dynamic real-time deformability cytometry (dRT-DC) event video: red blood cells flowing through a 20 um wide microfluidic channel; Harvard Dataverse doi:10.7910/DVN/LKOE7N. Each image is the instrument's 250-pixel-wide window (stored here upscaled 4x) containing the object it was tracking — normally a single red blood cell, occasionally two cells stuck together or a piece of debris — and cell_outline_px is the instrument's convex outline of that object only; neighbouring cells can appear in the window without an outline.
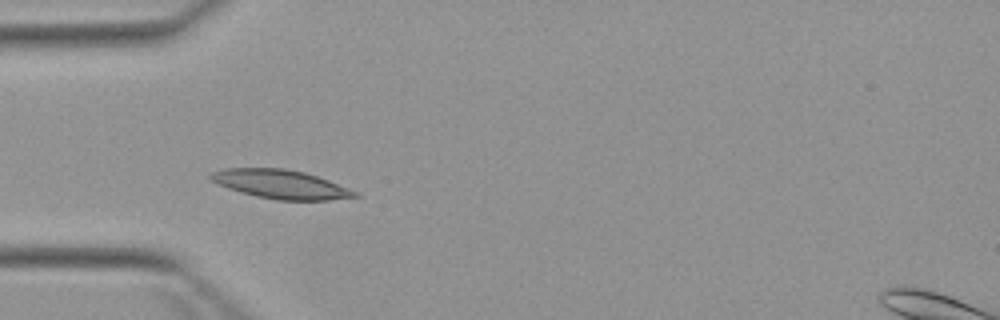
{"species": "Egyptian fruit bat (a non-hibernating species)", "species_latin": "Rousettus aegyptiacus", "temperature_condition": "warm", "stored_images_in_passage": 3, "camera_frame_rate_fps": 3000, "um_per_image_px": 0.085, "animal": {"sex": "female"}, "frame": {"image": 1, "passage_image": 2, "time_ms": 1.0, "image_size_px": [1000, 320], "cell_outline_px": [[360, 196], [328, 200], [276, 200], [256, 196], [228, 188], [216, 184], [208, 176], [208, 172], [224, 168], [284, 168], [304, 172], [328, 180], [348, 188], [356, 192]], "centroid_in_image_um": [23.8, 15.65], "position_along_channel_um": 61.2, "area_um2": 24.16}}
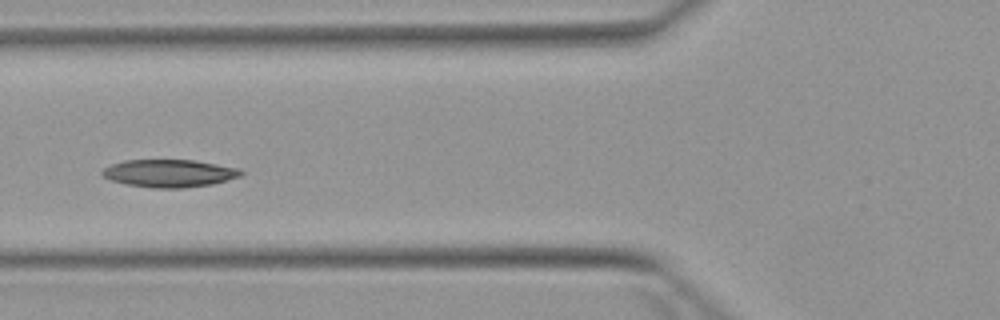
{"frame": {"image": 2, "passage_image": 3, "time_ms": 2.333, "image_size_px": [1000, 320], "cell_outline_px": [[244, 172], [240, 176], [212, 184], [184, 188], [152, 188], [128, 184], [112, 180], [104, 176], [100, 172], [104, 168], [112, 164], [124, 160], [196, 160], [240, 168]], "centroid_in_image_um": [14.42, 14.72], "position_along_channel_um": 111.4, "area_um2": 22.31}}